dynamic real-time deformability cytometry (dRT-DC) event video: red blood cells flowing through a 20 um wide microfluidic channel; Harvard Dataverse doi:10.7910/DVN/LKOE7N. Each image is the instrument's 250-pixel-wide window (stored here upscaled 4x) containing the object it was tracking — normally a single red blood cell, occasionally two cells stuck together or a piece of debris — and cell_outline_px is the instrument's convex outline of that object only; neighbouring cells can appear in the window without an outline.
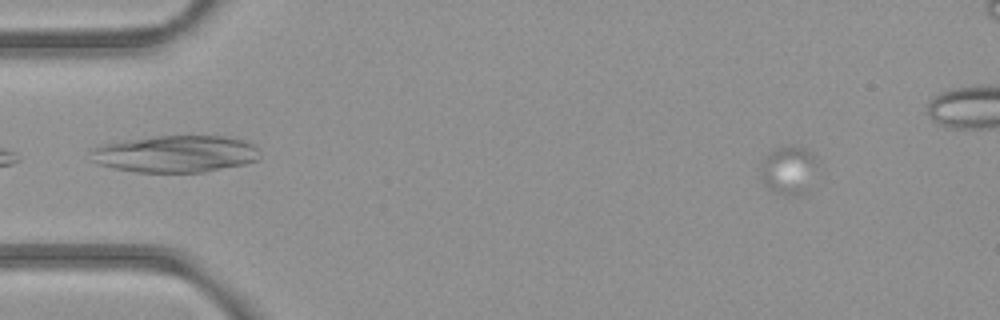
{"species": "common noctule bat (a hibernating species)", "species_latin": "Nyctalus noctula", "temperature_condition": "room temperature", "stored_images_in_passage": 26, "camera_frame_rate_fps": 3000, "um_per_image_px": 0.085, "animal": {"sex": "female", "body_mass_g": 21.9}, "frame": {"image": 1, "passage_image": 8, "time_ms": 2.333, "image_size_px": [1000, 320], "cell_outline_px": [[812, 160], [804, 192], [796, 196], [784, 196], [768, 188], [764, 184], [764, 164], [768, 156], [772, 152], [780, 148], [804, 148], [812, 156]], "centroid_in_image_um": [66.95, 14.53], "position_along_channel_um": 18.1, "area_um2": 13.76}}
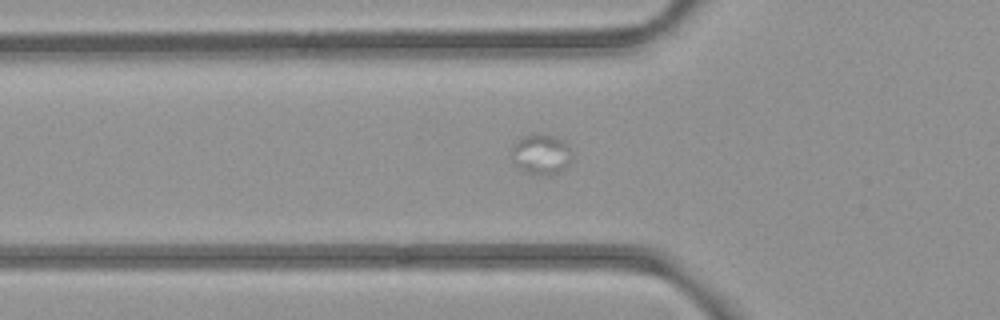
{"frame": {"image": 2, "passage_image": 21, "time_ms": 6.667, "image_size_px": [1000, 320], "cell_outline_px": [[572, 156], [568, 168], [564, 172], [552, 176], [544, 176], [524, 172], [512, 160], [512, 148], [516, 140], [524, 136], [536, 132], [544, 132], [564, 140], [572, 152]], "centroid_in_image_um": [46.05, 13.12], "position_along_channel_um": 79.8, "area_um2": 14.91}}